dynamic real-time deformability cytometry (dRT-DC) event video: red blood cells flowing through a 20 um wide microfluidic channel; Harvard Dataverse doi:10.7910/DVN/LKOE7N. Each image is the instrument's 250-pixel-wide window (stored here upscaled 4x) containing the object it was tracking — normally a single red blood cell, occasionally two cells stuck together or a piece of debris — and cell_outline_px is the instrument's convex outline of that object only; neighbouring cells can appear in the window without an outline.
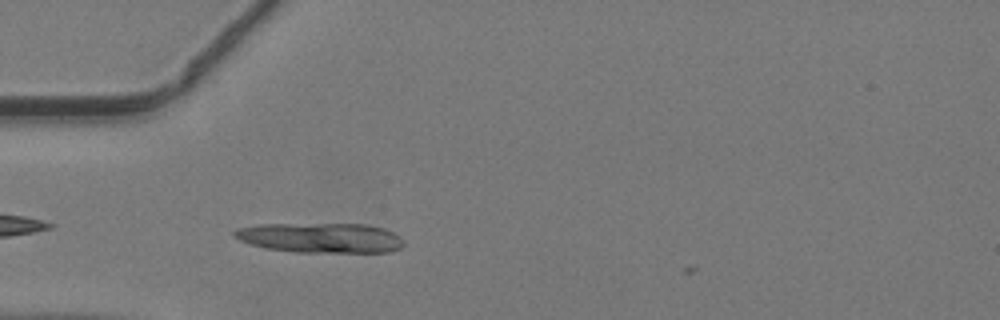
{"species": "common noctule bat (a hibernating species)", "species_latin": "Nyctalus noctula", "temperature_condition": "warm", "stored_images_in_passage": 31, "camera_frame_rate_fps": 3000, "um_per_image_px": 0.085, "animal": {"sex": "male", "body_mass_g": 19.2, "forearm_length_mm": 51.8}, "frame": {"image": 1, "passage_image": 3, "time_ms": 0.667, "image_size_px": [1000, 320], "cell_outline_px": [[404, 244], [400, 248], [388, 252], [296, 252], [268, 248], [252, 244], [240, 240], [232, 232], [236, 228], [260, 224], [368, 224], [384, 228], [400, 236], [404, 240]], "centroid_in_image_um": [27.29, 20.2], "position_along_channel_um": 57.7, "area_um2": 29.48}}